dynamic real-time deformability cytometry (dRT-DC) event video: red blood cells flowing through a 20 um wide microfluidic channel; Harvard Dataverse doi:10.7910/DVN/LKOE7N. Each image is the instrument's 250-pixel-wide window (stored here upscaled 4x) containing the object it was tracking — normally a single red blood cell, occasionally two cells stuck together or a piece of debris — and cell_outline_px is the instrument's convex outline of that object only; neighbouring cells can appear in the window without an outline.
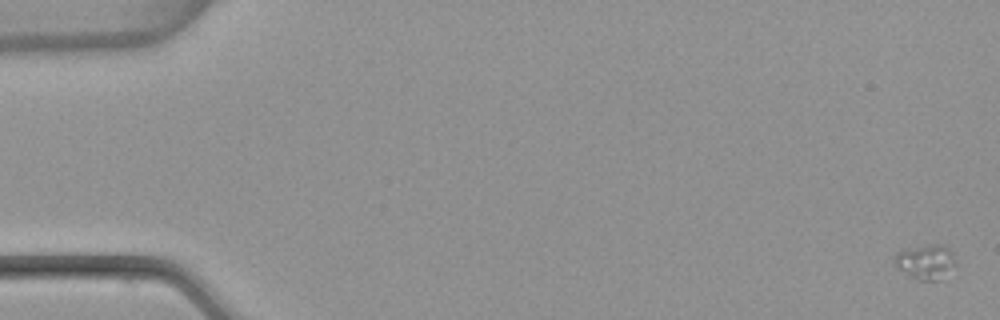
{"species": "common noctule bat (a hibernating species)", "species_latin": "Nyctalus noctula", "temperature_condition": "warm", "stored_images_in_passage": 5, "camera_frame_rate_fps": 3000, "um_per_image_px": 0.085, "animal": {"sex": "female", "body_mass_g": 22.7, "forearm_length_mm": 54.2}, "frame": {"image": 1, "passage_image": 1, "time_ms": 0.0, "image_size_px": [1000, 320], "cell_outline_px": [[956, 264], [940, 280], [916, 280], [900, 268], [892, 260], [896, 252], [904, 248], [932, 244], [944, 244], [952, 252], [956, 260]], "centroid_in_image_um": [78.69, 22.22], "position_along_channel_um": 6.3, "area_um2": 12.43}}